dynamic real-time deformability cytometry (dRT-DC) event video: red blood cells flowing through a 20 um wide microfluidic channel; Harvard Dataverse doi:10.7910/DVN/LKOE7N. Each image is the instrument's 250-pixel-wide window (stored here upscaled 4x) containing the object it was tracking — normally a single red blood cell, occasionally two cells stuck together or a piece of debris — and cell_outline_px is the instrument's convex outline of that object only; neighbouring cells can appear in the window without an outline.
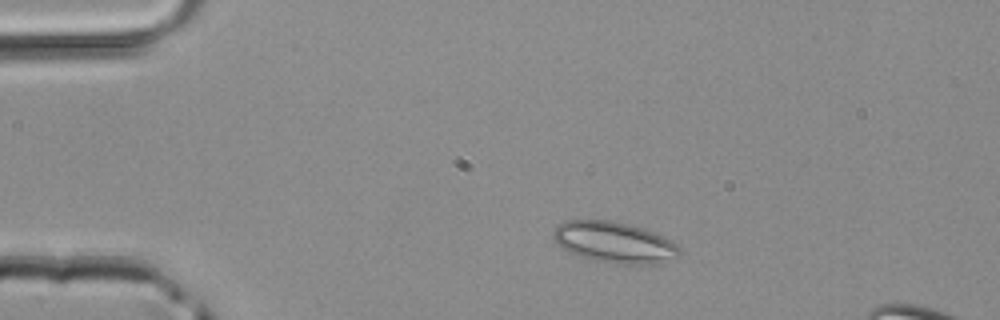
{"species": "common noctule bat (a hibernating species)", "species_latin": "Nyctalus noctula", "temperature_condition": "room temperature", "stored_images_in_passage": 3, "camera_frame_rate_fps": 3000, "um_per_image_px": 0.085, "animal": {"sex": "male", "body_mass_g": 20.4}, "frame": {"image": 1, "passage_image": 1, "time_ms": 0.0, "image_size_px": [1000, 320], "cell_outline_px": [[680, 256], [652, 264], [620, 264], [592, 260], [568, 252], [556, 244], [552, 236], [552, 232], [564, 220], [608, 220], [628, 224], [644, 228], [664, 236], [676, 244], [680, 248]], "centroid_in_image_um": [52.19, 20.59], "position_along_channel_um": 32.8, "area_um2": 30.29}}